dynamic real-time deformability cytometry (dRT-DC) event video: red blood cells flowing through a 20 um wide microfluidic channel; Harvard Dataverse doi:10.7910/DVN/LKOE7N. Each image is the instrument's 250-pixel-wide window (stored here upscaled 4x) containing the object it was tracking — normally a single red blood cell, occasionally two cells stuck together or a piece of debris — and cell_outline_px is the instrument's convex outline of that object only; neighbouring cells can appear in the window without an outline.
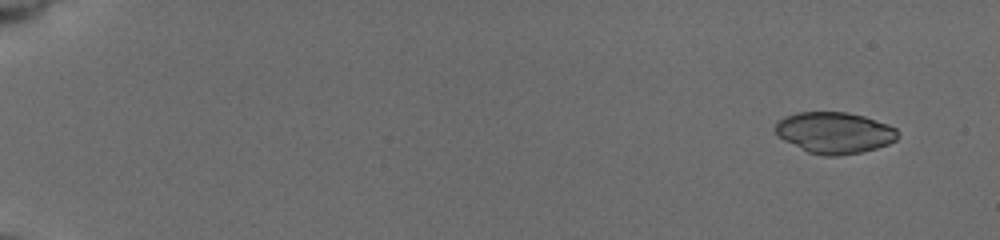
{"species": "common noctule bat (a hibernating species)", "species_latin": "Nyctalus noctula", "temperature_condition": "cold", "stored_images_in_passage": 11, "camera_frame_rate_fps": 3000, "um_per_image_px": 0.085, "animal": {"sex": "female", "body_mass_g": 19.5, "forearm_length_mm": 54.1}, "frame": {"image": 1, "passage_image": 3, "time_ms": 0.667, "image_size_px": [1000, 240], "cell_outline_px": [[900, 136], [896, 140], [888, 144], [876, 148], [860, 152], [836, 156], [824, 156], [808, 152], [784, 140], [776, 132], [776, 120], [784, 116], [796, 112], [844, 112], [864, 116], [888, 124], [896, 128]], "centroid_in_image_um": [70.94, 11.27], "position_along_channel_um": 14.1, "area_um2": 29.48}}
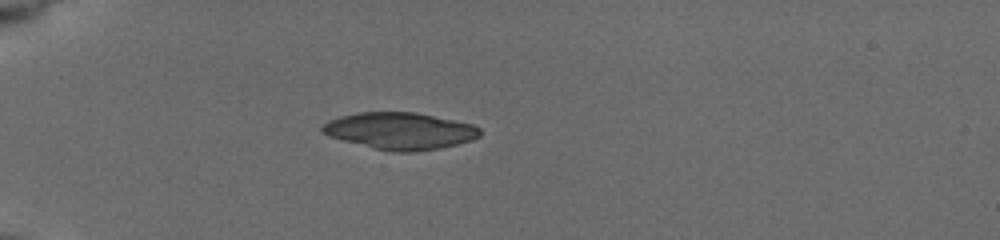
{"frame": {"image": 2, "passage_image": 8, "time_ms": 5.333, "image_size_px": [1000, 240], "cell_outline_px": [[480, 136], [472, 140], [440, 148], [412, 152], [392, 152], [328, 136], [320, 132], [320, 128], [328, 120], [340, 116], [360, 112], [412, 112], [472, 124], [480, 128]], "centroid_in_image_um": [33.98, 11.13], "position_along_channel_um": 51.0, "area_um2": 33.52}}